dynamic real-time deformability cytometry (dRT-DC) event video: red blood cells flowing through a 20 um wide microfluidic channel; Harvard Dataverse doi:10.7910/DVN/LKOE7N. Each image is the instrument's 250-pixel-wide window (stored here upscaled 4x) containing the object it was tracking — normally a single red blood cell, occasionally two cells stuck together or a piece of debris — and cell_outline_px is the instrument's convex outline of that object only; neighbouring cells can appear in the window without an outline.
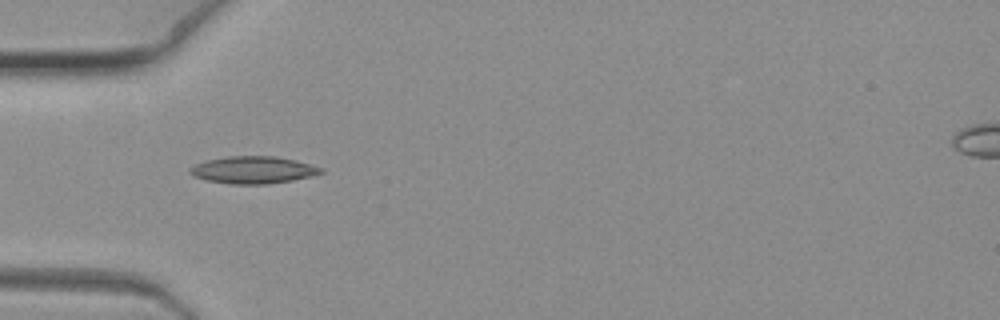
{"species": "common noctule bat (a hibernating species)", "species_latin": "Nyctalus noctula", "temperature_condition": "warm", "stored_images_in_passage": 2, "camera_frame_rate_fps": 3000, "um_per_image_px": 0.085, "animal": {"sex": "female", "body_mass_g": 19.3, "forearm_length_mm": 54.1}, "frame": {"image": 1, "passage_image": 1, "time_ms": 0.0, "image_size_px": [1000, 320], "cell_outline_px": [[324, 172], [312, 176], [292, 180], [268, 184], [232, 184], [208, 180], [196, 176], [188, 172], [188, 168], [196, 164], [208, 160], [228, 156], [272, 156], [296, 160], [320, 168]], "centroid_in_image_um": [21.51, 14.44], "position_along_channel_um": 63.5, "area_um2": 20.46}}